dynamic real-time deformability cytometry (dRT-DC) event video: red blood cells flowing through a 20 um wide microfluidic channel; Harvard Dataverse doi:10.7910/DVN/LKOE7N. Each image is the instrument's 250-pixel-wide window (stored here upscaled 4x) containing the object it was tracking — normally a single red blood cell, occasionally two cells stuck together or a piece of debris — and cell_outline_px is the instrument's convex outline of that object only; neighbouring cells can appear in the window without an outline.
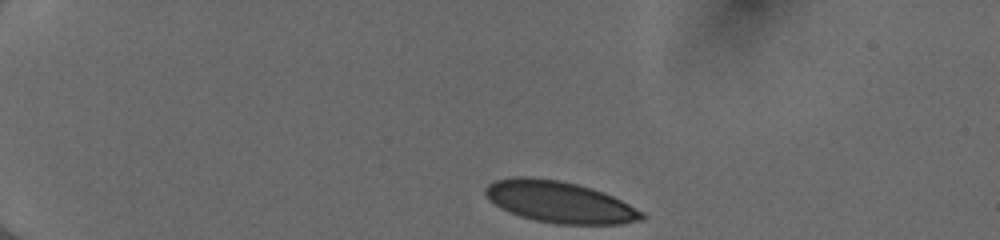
{"species": "human", "species_latin": "Homo sapiens", "temperature_condition": "cold", "stored_images_in_passage": 30, "camera_frame_rate_fps": 3000, "um_per_image_px": 0.085, "donor": {"sex": "female"}, "frame": {"image": 1, "passage_image": 1, "time_ms": 0.0, "image_size_px": [1000, 240], "cell_outline_px": [[648, 216], [644, 220], [620, 224], [556, 224], [536, 220], [520, 216], [508, 212], [500, 208], [484, 192], [484, 188], [488, 184], [496, 180], [512, 176], [528, 176], [560, 180], [592, 188], [604, 192], [644, 212]], "centroid_in_image_um": [47.58, 17.17], "position_along_channel_um": 37.4, "area_um2": 37.92}}
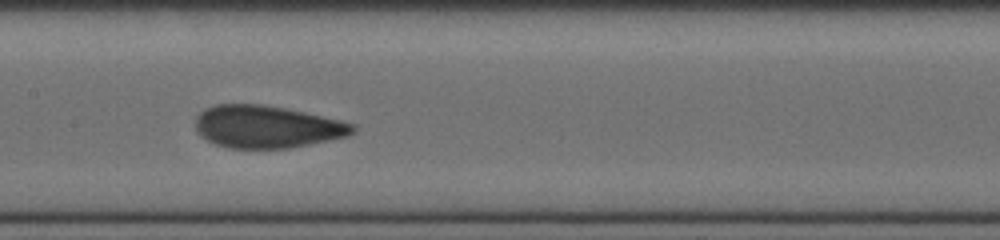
{"frame": {"image": 2, "passage_image": 18, "time_ms": 5.667, "image_size_px": [1000, 240], "cell_outline_px": [[356, 128], [348, 136], [288, 148], [228, 148], [216, 144], [200, 136], [196, 132], [196, 116], [204, 108], [216, 104], [260, 104], [284, 108], [304, 112], [340, 120], [356, 124]], "centroid_in_image_um": [22.65, 10.77], "position_along_channel_um": 184.8, "area_um2": 38.78}}
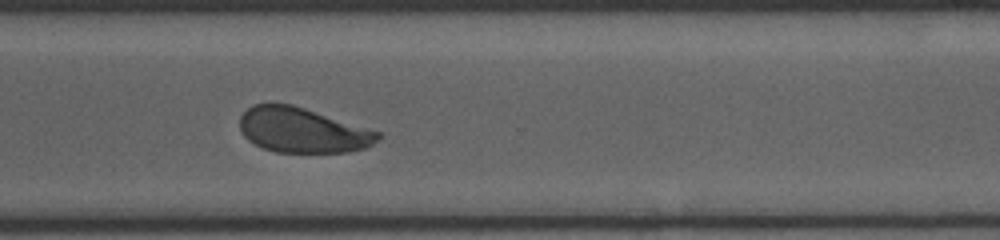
{"frame": {"image": 3, "passage_image": 30, "time_ms": 9.667, "image_size_px": [1000, 240], "cell_outline_px": [[380, 136], [372, 144], [364, 148], [348, 152], [276, 152], [264, 148], [248, 140], [244, 136], [240, 128], [240, 116], [252, 104], [292, 104], [380, 132]], "centroid_in_image_um": [25.68, 11.07], "position_along_channel_um": 344.9, "area_um2": 35.78}}